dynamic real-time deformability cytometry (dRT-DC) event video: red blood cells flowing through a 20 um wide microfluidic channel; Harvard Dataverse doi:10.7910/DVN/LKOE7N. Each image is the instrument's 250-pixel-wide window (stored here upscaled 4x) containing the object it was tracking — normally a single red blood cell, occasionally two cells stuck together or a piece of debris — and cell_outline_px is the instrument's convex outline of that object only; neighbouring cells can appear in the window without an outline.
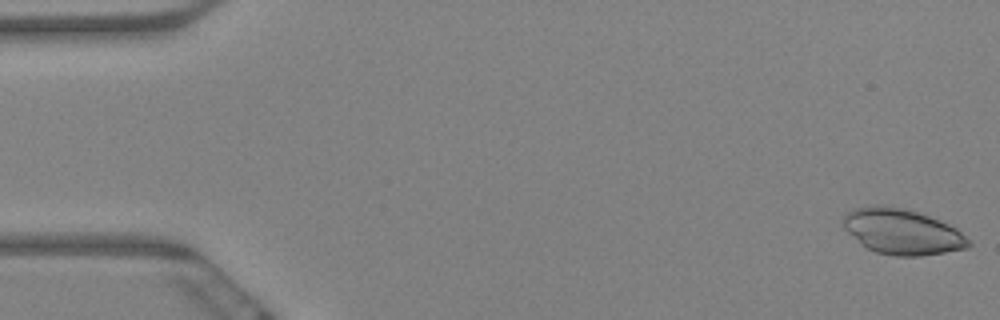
{"species": "Egyptian fruit bat (a non-hibernating species)", "species_latin": "Rousettus aegyptiacus", "temperature_condition": "warm", "stored_images_in_passage": 61, "camera_frame_rate_fps": 3000, "um_per_image_px": 0.085, "animal": {"sex": "female"}, "frame": {"image": 1, "passage_image": 1, "time_ms": 0.0, "image_size_px": [1000, 320], "cell_outline_px": [[972, 244], [968, 248], [920, 256], [896, 256], [876, 252], [860, 244], [844, 228], [844, 216], [852, 208], [880, 204], [904, 208], [928, 216], [948, 224], [956, 228]], "centroid_in_image_um": [76.66, 19.69], "position_along_channel_um": 8.3, "area_um2": 33.0}}
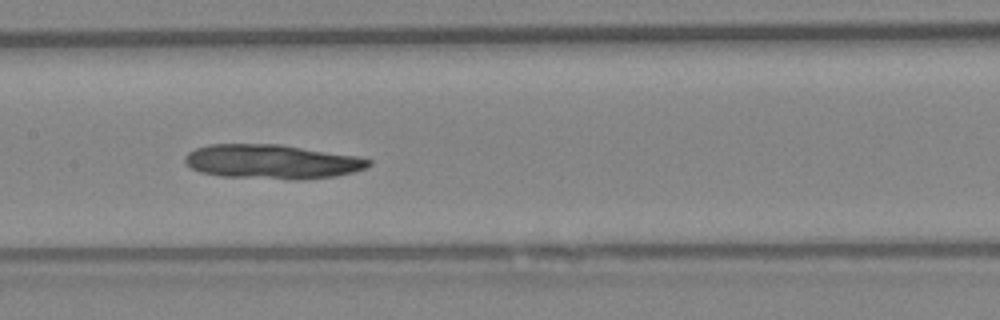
{"frame": {"image": 2, "passage_image": 30, "time_ms": 9.667, "image_size_px": [1000, 320], "cell_outline_px": [[372, 164], [368, 168], [336, 176], [300, 180], [292, 180], [220, 176], [200, 172], [192, 168], [184, 160], [184, 156], [188, 152], [196, 148], [208, 144], [280, 144], [356, 156], [372, 160]], "centroid_in_image_um": [23.12, 13.75], "position_along_channel_um": 184.3, "area_um2": 36.99}}
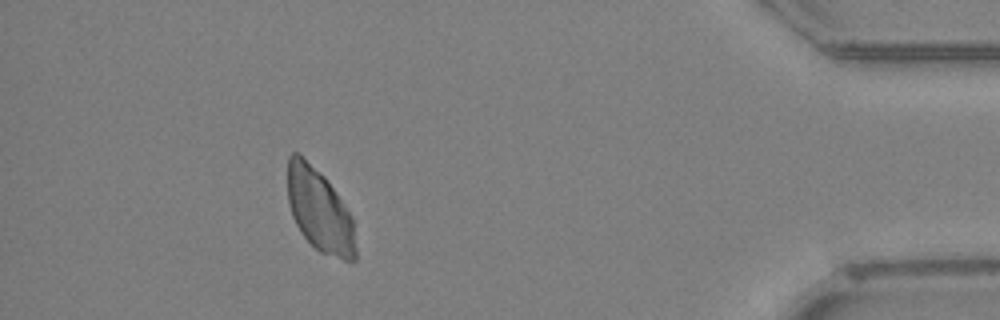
{"frame": {"image": 3, "passage_image": 55, "time_ms": 18.0, "image_size_px": [1000, 320], "cell_outline_px": [[356, 260], [344, 260], [320, 252], [300, 232], [292, 216], [288, 204], [288, 156], [292, 152], [300, 152], [324, 176], [352, 216], [356, 248]], "centroid_in_image_um": [27.14, 17.86], "position_along_channel_um": 408.1, "area_um2": 32.89}}